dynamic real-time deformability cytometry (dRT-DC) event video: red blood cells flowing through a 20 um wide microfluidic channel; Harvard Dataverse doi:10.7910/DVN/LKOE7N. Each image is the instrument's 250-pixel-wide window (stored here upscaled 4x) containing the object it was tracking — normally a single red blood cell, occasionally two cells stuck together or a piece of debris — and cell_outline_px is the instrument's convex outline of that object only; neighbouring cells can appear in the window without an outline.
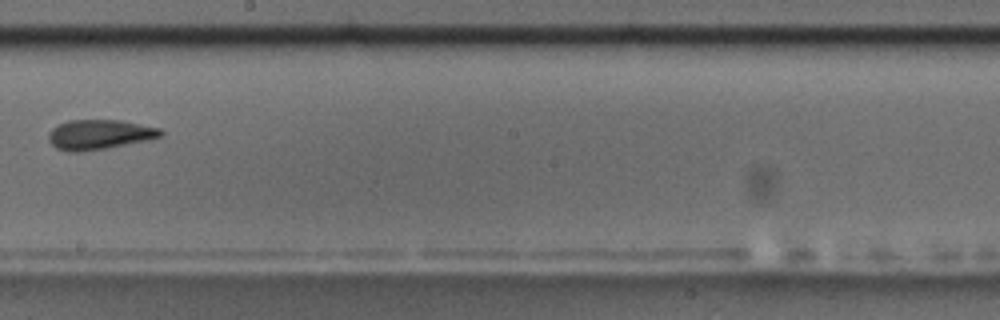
{"species": "common noctule bat (a hibernating species)", "species_latin": "Nyctalus noctula", "temperature_condition": "room temperature", "stored_images_in_passage": 10, "camera_frame_rate_fps": 3000, "um_per_image_px": 0.085, "animal": {"sex": "male", "body_mass_g": 17.5, "forearm_length_mm": 52.3}, "frame": {"image": 1, "passage_image": 9, "time_ms": 9.667, "image_size_px": [1000, 320], "cell_outline_px": [[164, 132], [160, 136], [144, 140], [104, 148], [76, 152], [68, 152], [56, 148], [48, 140], [48, 132], [56, 124], [68, 120], [120, 120], [160, 128]], "centroid_in_image_um": [8.37, 11.42], "position_along_channel_um": 239.8, "area_um2": 19.25}}
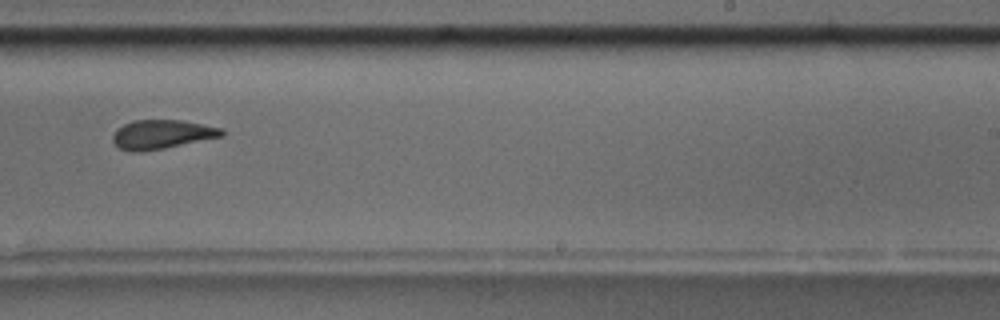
{"frame": {"image": 2, "passage_image": 10, "time_ms": 10.667, "image_size_px": [1000, 320], "cell_outline_px": [[224, 136], [164, 148], [136, 152], [132, 152], [120, 148], [112, 140], [112, 136], [116, 128], [132, 120], [180, 120], [224, 128]], "centroid_in_image_um": [13.76, 11.41], "position_along_channel_um": 275.2, "area_um2": 18.44}}